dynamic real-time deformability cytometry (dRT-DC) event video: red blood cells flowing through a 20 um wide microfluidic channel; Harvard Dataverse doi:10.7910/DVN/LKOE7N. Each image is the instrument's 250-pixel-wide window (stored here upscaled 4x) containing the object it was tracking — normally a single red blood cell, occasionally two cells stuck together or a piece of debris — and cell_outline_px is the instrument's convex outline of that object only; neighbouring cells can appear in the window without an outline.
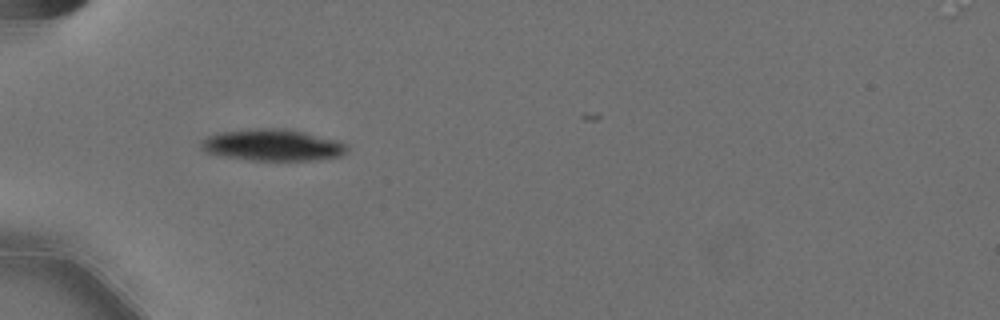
{"species": "Egyptian fruit bat (a non-hibernating species)", "species_latin": "Rousettus aegyptiacus", "temperature_condition": "cold", "stored_images_in_passage": 24, "camera_frame_rate_fps": 3000, "um_per_image_px": 0.085, "animal": {"sex": "female"}, "frame": {"image": 1, "passage_image": 10, "time_ms": 3.0, "image_size_px": [1000, 320], "cell_outline_px": [[348, 148], [340, 156], [308, 160], [248, 160], [220, 156], [204, 152], [200, 148], [200, 140], [208, 136], [220, 132], [260, 128], [284, 128], [304, 132], [336, 140], [348, 144]], "centroid_in_image_um": [23.1, 12.33], "position_along_channel_um": 61.9, "area_um2": 26.88}}
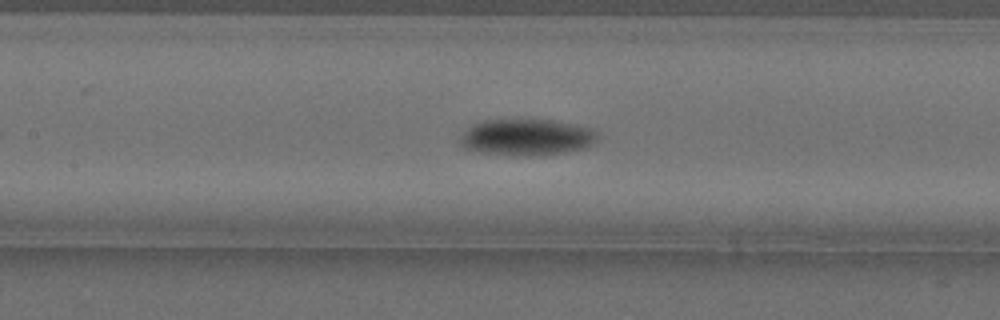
{"frame": {"image": 2, "passage_image": 19, "time_ms": 6.0, "image_size_px": [1000, 320], "cell_outline_px": [[596, 136], [588, 144], [580, 148], [560, 152], [528, 156], [488, 152], [464, 148], [460, 144], [460, 136], [472, 124], [484, 120], [552, 120], [588, 128], [596, 132]], "centroid_in_image_um": [44.66, 11.64], "position_along_channel_um": 162.7, "area_um2": 27.98}}